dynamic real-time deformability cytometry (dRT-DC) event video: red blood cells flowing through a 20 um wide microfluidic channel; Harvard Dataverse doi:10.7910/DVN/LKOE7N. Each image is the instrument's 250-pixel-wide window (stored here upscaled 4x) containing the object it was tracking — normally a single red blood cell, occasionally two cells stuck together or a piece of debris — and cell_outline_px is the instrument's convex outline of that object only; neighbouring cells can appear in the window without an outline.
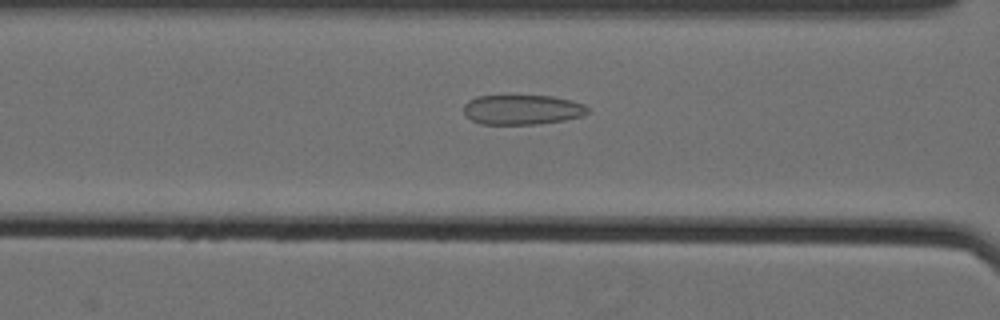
{"species": "Egyptian fruit bat (a non-hibernating species)", "species_latin": "Rousettus aegyptiacus", "temperature_condition": "cold", "stored_images_in_passage": 61, "camera_frame_rate_fps": 3000, "um_per_image_px": 0.085, "animal": {"sex": "female"}, "frame": {"image": 1, "passage_image": 29, "time_ms": 9.333, "image_size_px": [1000, 320], "cell_outline_px": [[588, 112], [580, 116], [564, 120], [536, 124], [480, 124], [472, 120], [464, 112], [464, 104], [468, 100], [476, 96], [552, 96], [572, 100], [584, 104], [588, 108]], "centroid_in_image_um": [44.38, 9.32], "position_along_channel_um": 122.2, "area_um2": 21.44}}
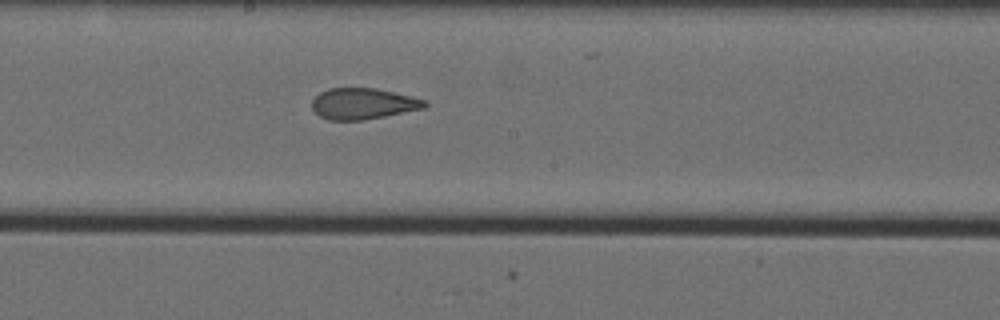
{"frame": {"image": 2, "passage_image": 37, "time_ms": 12.0, "image_size_px": [1000, 320], "cell_outline_px": [[428, 104], [424, 108], [364, 120], [328, 120], [320, 116], [312, 108], [312, 100], [320, 92], [328, 88], [372, 88], [392, 92], [428, 100]], "centroid_in_image_um": [30.85, 8.81], "position_along_channel_um": 217.4, "area_um2": 20.29}}
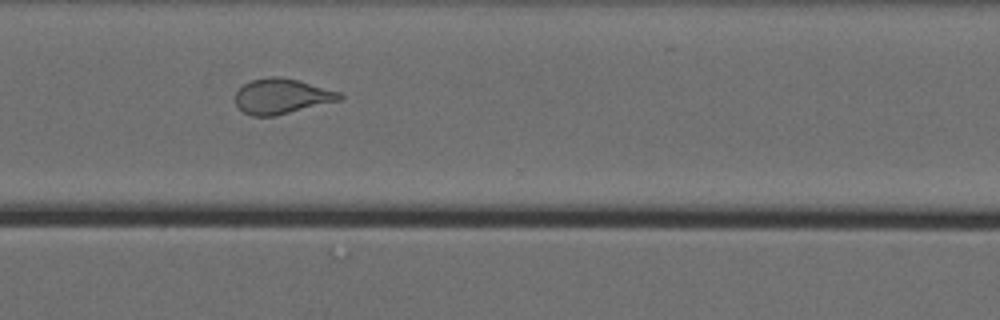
{"frame": {"image": 3, "passage_image": 48, "time_ms": 15.667, "image_size_px": [1000, 320], "cell_outline_px": [[344, 96], [340, 100], [276, 116], [252, 116], [244, 112], [236, 104], [236, 92], [244, 84], [252, 80], [272, 76], [280, 76], [300, 80], [340, 92]], "centroid_in_image_um": [23.97, 8.18], "position_along_channel_um": 346.6, "area_um2": 21.39}, "authors_computed_cell_mechanics": {"area_um2": 22.8888, "velocity_mm_per_s": 3.5525, "shape_relaxation_time_tau1_ms": null, "shape_relaxation_time_tau2_ms": 1.5119, "deformation_change_tau1": null, "deformation_change_tau2": 0.0996}}